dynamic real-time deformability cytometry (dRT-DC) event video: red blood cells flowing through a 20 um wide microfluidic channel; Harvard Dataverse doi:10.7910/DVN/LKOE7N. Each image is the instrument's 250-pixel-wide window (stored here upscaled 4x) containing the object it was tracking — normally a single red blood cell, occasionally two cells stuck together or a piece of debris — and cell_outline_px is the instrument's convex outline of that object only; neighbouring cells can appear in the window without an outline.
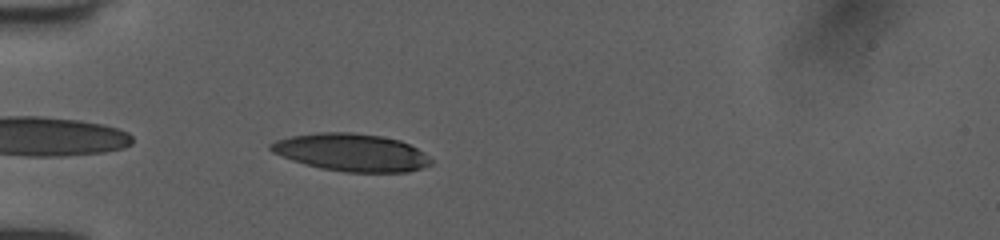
{"species": "human", "species_latin": "Homo sapiens", "temperature_condition": "room temperature", "stored_images_in_passage": 35, "camera_frame_rate_fps": 3000, "um_per_image_px": 0.085, "donor": {"sex": "female"}, "frame": {"image": 1, "passage_image": 2, "time_ms": 0.333, "image_size_px": [1000, 240], "cell_outline_px": [[432, 164], [408, 172], [344, 172], [320, 168], [304, 164], [280, 156], [272, 152], [268, 148], [268, 144], [276, 140], [292, 136], [316, 132], [352, 132], [380, 136], [400, 140], [416, 148], [432, 160]], "centroid_in_image_um": [29.82, 12.95], "position_along_channel_um": 55.2, "area_um2": 35.08}}
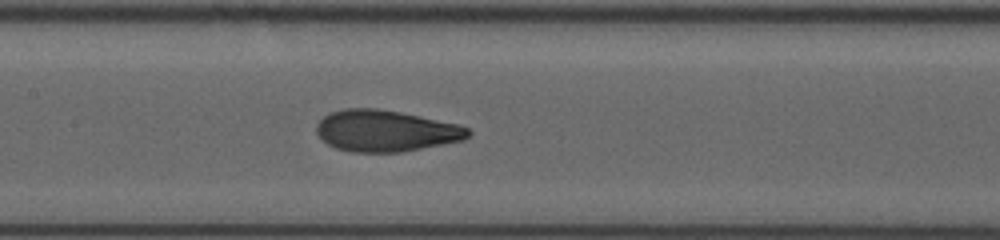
{"frame": {"image": 2, "passage_image": 12, "time_ms": 3.667, "image_size_px": [1000, 240], "cell_outline_px": [[472, 132], [464, 140], [400, 152], [352, 152], [336, 148], [328, 144], [316, 132], [316, 124], [328, 112], [344, 108], [376, 108], [400, 112], [460, 124], [468, 128]], "centroid_in_image_um": [32.78, 11.11], "position_along_channel_um": 174.6, "area_um2": 36.65}}
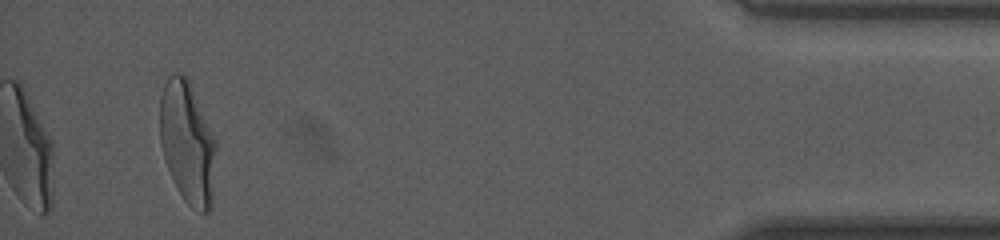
{"frame": {"image": 3, "passage_image": 35, "time_ms": 11.333, "image_size_px": [1000, 240], "cell_outline_px": [[216, 148], [212, 208], [208, 212], [200, 212], [192, 208], [184, 200], [168, 168], [160, 144], [160, 96], [164, 84], [168, 76], [172, 72], [180, 72], [188, 80], [216, 144]], "centroid_in_image_um": [15.92, 12.15], "position_along_channel_um": 419.3, "area_um2": 39.42}, "authors_computed_cell_mechanics": {"area_um2": 36.8764, "velocity_mm_per_s": 4.0256, "shape_relaxation_time_tau1_ms": 4.2442, "shape_relaxation_time_tau2_ms": 0.8611, "deformation_change_tau1": 0.1958, "deformation_change_tau2": 0.0682}}